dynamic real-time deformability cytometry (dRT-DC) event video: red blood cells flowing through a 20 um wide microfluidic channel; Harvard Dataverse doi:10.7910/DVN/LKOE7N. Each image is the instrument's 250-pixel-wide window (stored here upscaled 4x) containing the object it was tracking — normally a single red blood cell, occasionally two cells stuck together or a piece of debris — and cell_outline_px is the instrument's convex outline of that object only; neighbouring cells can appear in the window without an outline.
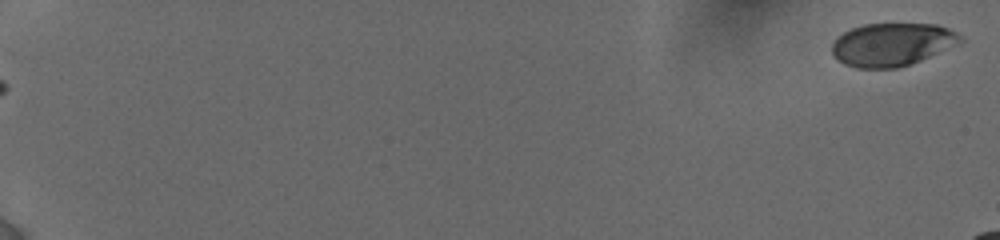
{"species": "human", "species_latin": "Homo sapiens", "temperature_condition": "cold", "stored_images_in_passage": 10, "camera_frame_rate_fps": 3000, "um_per_image_px": 0.085, "donor": {"sex": "female"}, "frame": {"image": 1, "passage_image": 1, "time_ms": 0.0, "image_size_px": [1000, 240], "cell_outline_px": [[964, 40], [960, 44], [920, 60], [896, 68], [856, 68], [844, 64], [832, 56], [832, 44], [836, 36], [852, 28], [864, 24], [936, 24], [948, 28], [964, 36]], "centroid_in_image_um": [75.83, 3.78], "position_along_channel_um": 9.2, "area_um2": 32.37}}
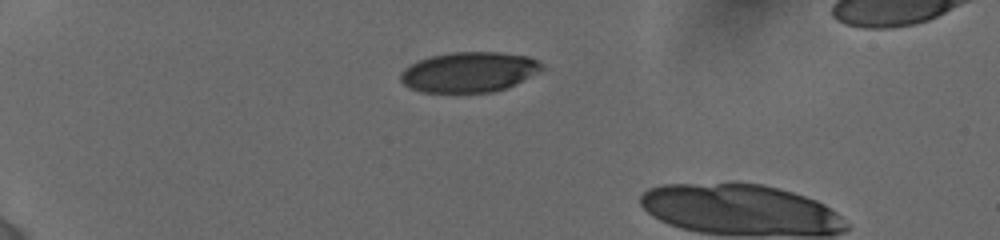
{"frame": {"image": 2, "passage_image": 9, "time_ms": 5.333, "image_size_px": [1000, 240], "cell_outline_px": [[544, 68], [540, 72], [516, 84], [492, 92], [420, 92], [404, 84], [400, 80], [400, 72], [404, 68], [420, 60], [432, 56], [452, 52], [500, 52], [528, 56], [540, 60], [544, 64]], "centroid_in_image_um": [39.92, 6.12], "position_along_channel_um": 45.1, "area_um2": 33.18}}